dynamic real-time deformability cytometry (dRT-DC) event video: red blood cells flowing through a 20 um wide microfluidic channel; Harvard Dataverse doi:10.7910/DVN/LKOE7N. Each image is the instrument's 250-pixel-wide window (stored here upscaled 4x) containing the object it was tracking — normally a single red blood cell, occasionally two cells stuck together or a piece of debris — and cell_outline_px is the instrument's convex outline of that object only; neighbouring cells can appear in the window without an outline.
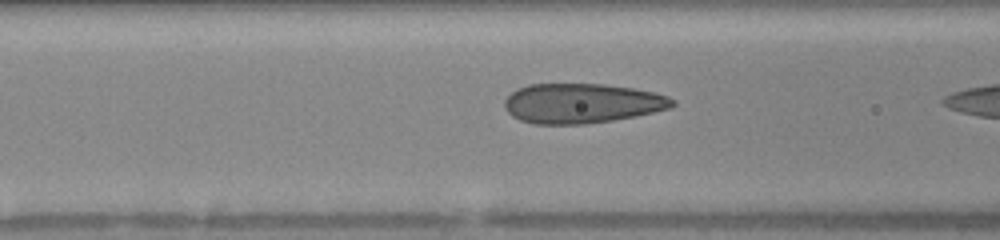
{"species": "human", "species_latin": "Homo sapiens", "temperature_condition": "warm", "stored_images_in_passage": 12, "camera_frame_rate_fps": 3000, "um_per_image_px": 0.085, "donor": {"sex": "female"}, "frame": {"image": 1, "passage_image": 10, "time_ms": 1.0, "image_size_px": [1000, 240], "cell_outline_px": [[676, 104], [672, 108], [636, 116], [612, 120], [584, 124], [532, 124], [520, 120], [512, 116], [504, 108], [504, 100], [516, 88], [528, 84], [604, 84], [632, 88], [656, 92], [668, 96], [676, 100]], "centroid_in_image_um": [49.47, 8.78], "position_along_channel_um": 117.1, "area_um2": 39.25}}